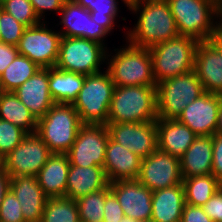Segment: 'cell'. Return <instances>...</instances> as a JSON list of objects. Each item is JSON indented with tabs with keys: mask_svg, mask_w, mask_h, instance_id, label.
Wrapping results in <instances>:
<instances>
[{
	"mask_svg": "<svg viewBox=\"0 0 222 222\" xmlns=\"http://www.w3.org/2000/svg\"><path fill=\"white\" fill-rule=\"evenodd\" d=\"M128 9L139 12L137 24L125 36L131 45L150 48L179 36L167 0H139Z\"/></svg>",
	"mask_w": 222,
	"mask_h": 222,
	"instance_id": "cell-1",
	"label": "cell"
},
{
	"mask_svg": "<svg viewBox=\"0 0 222 222\" xmlns=\"http://www.w3.org/2000/svg\"><path fill=\"white\" fill-rule=\"evenodd\" d=\"M167 2L181 36L194 38L198 42L208 41L220 25L222 11L218 1L167 0Z\"/></svg>",
	"mask_w": 222,
	"mask_h": 222,
	"instance_id": "cell-2",
	"label": "cell"
},
{
	"mask_svg": "<svg viewBox=\"0 0 222 222\" xmlns=\"http://www.w3.org/2000/svg\"><path fill=\"white\" fill-rule=\"evenodd\" d=\"M156 86H115L107 123L156 121Z\"/></svg>",
	"mask_w": 222,
	"mask_h": 222,
	"instance_id": "cell-3",
	"label": "cell"
},
{
	"mask_svg": "<svg viewBox=\"0 0 222 222\" xmlns=\"http://www.w3.org/2000/svg\"><path fill=\"white\" fill-rule=\"evenodd\" d=\"M127 44L120 50L114 49L117 51L113 56L107 52L108 63L106 62V64L108 66L106 70L114 85L156 86L149 49L131 45L129 42Z\"/></svg>",
	"mask_w": 222,
	"mask_h": 222,
	"instance_id": "cell-4",
	"label": "cell"
},
{
	"mask_svg": "<svg viewBox=\"0 0 222 222\" xmlns=\"http://www.w3.org/2000/svg\"><path fill=\"white\" fill-rule=\"evenodd\" d=\"M83 125L72 104L55 103L38 119L36 134L52 153L66 154Z\"/></svg>",
	"mask_w": 222,
	"mask_h": 222,
	"instance_id": "cell-5",
	"label": "cell"
},
{
	"mask_svg": "<svg viewBox=\"0 0 222 222\" xmlns=\"http://www.w3.org/2000/svg\"><path fill=\"white\" fill-rule=\"evenodd\" d=\"M197 44L196 39L179 35L148 48L156 84L194 70Z\"/></svg>",
	"mask_w": 222,
	"mask_h": 222,
	"instance_id": "cell-6",
	"label": "cell"
},
{
	"mask_svg": "<svg viewBox=\"0 0 222 222\" xmlns=\"http://www.w3.org/2000/svg\"><path fill=\"white\" fill-rule=\"evenodd\" d=\"M115 85L107 70L85 76V82L72 104L83 124H107Z\"/></svg>",
	"mask_w": 222,
	"mask_h": 222,
	"instance_id": "cell-7",
	"label": "cell"
},
{
	"mask_svg": "<svg viewBox=\"0 0 222 222\" xmlns=\"http://www.w3.org/2000/svg\"><path fill=\"white\" fill-rule=\"evenodd\" d=\"M204 92L202 83L194 70L157 83L158 118L177 119L183 109Z\"/></svg>",
	"mask_w": 222,
	"mask_h": 222,
	"instance_id": "cell-8",
	"label": "cell"
},
{
	"mask_svg": "<svg viewBox=\"0 0 222 222\" xmlns=\"http://www.w3.org/2000/svg\"><path fill=\"white\" fill-rule=\"evenodd\" d=\"M107 47L81 37H61L56 68L83 75L101 72Z\"/></svg>",
	"mask_w": 222,
	"mask_h": 222,
	"instance_id": "cell-9",
	"label": "cell"
},
{
	"mask_svg": "<svg viewBox=\"0 0 222 222\" xmlns=\"http://www.w3.org/2000/svg\"><path fill=\"white\" fill-rule=\"evenodd\" d=\"M109 131L104 124H83L75 142L66 153L70 165L103 167L109 141Z\"/></svg>",
	"mask_w": 222,
	"mask_h": 222,
	"instance_id": "cell-10",
	"label": "cell"
},
{
	"mask_svg": "<svg viewBox=\"0 0 222 222\" xmlns=\"http://www.w3.org/2000/svg\"><path fill=\"white\" fill-rule=\"evenodd\" d=\"M53 153L36 134H27L24 139L3 160V168L10 178L16 176H37Z\"/></svg>",
	"mask_w": 222,
	"mask_h": 222,
	"instance_id": "cell-11",
	"label": "cell"
},
{
	"mask_svg": "<svg viewBox=\"0 0 222 222\" xmlns=\"http://www.w3.org/2000/svg\"><path fill=\"white\" fill-rule=\"evenodd\" d=\"M41 22L38 25L27 27L17 45L19 55L26 56L41 68L55 67L58 55L61 34L52 31Z\"/></svg>",
	"mask_w": 222,
	"mask_h": 222,
	"instance_id": "cell-12",
	"label": "cell"
},
{
	"mask_svg": "<svg viewBox=\"0 0 222 222\" xmlns=\"http://www.w3.org/2000/svg\"><path fill=\"white\" fill-rule=\"evenodd\" d=\"M137 180L152 191L181 184L180 158L157 148L142 159Z\"/></svg>",
	"mask_w": 222,
	"mask_h": 222,
	"instance_id": "cell-13",
	"label": "cell"
},
{
	"mask_svg": "<svg viewBox=\"0 0 222 222\" xmlns=\"http://www.w3.org/2000/svg\"><path fill=\"white\" fill-rule=\"evenodd\" d=\"M110 138L144 159L158 148L156 121L107 123Z\"/></svg>",
	"mask_w": 222,
	"mask_h": 222,
	"instance_id": "cell-14",
	"label": "cell"
},
{
	"mask_svg": "<svg viewBox=\"0 0 222 222\" xmlns=\"http://www.w3.org/2000/svg\"><path fill=\"white\" fill-rule=\"evenodd\" d=\"M221 104L222 95L205 91L183 109L177 120L187 125L197 136H213Z\"/></svg>",
	"mask_w": 222,
	"mask_h": 222,
	"instance_id": "cell-15",
	"label": "cell"
},
{
	"mask_svg": "<svg viewBox=\"0 0 222 222\" xmlns=\"http://www.w3.org/2000/svg\"><path fill=\"white\" fill-rule=\"evenodd\" d=\"M109 187L118 199L124 216L139 222L151 221L152 190H149L137 179L114 181L109 183Z\"/></svg>",
	"mask_w": 222,
	"mask_h": 222,
	"instance_id": "cell-16",
	"label": "cell"
},
{
	"mask_svg": "<svg viewBox=\"0 0 222 222\" xmlns=\"http://www.w3.org/2000/svg\"><path fill=\"white\" fill-rule=\"evenodd\" d=\"M60 23L63 29L58 31L61 37H81L104 44L109 33L97 21L92 20L90 12L74 0L63 3L60 11Z\"/></svg>",
	"mask_w": 222,
	"mask_h": 222,
	"instance_id": "cell-17",
	"label": "cell"
},
{
	"mask_svg": "<svg viewBox=\"0 0 222 222\" xmlns=\"http://www.w3.org/2000/svg\"><path fill=\"white\" fill-rule=\"evenodd\" d=\"M9 189L19 200L25 222H41L48 197L44 194L36 176L12 177Z\"/></svg>",
	"mask_w": 222,
	"mask_h": 222,
	"instance_id": "cell-18",
	"label": "cell"
},
{
	"mask_svg": "<svg viewBox=\"0 0 222 222\" xmlns=\"http://www.w3.org/2000/svg\"><path fill=\"white\" fill-rule=\"evenodd\" d=\"M194 71L204 91L222 95V55L209 41L198 42Z\"/></svg>",
	"mask_w": 222,
	"mask_h": 222,
	"instance_id": "cell-19",
	"label": "cell"
},
{
	"mask_svg": "<svg viewBox=\"0 0 222 222\" xmlns=\"http://www.w3.org/2000/svg\"><path fill=\"white\" fill-rule=\"evenodd\" d=\"M49 68H40L13 92L38 120L55 104L49 89Z\"/></svg>",
	"mask_w": 222,
	"mask_h": 222,
	"instance_id": "cell-20",
	"label": "cell"
},
{
	"mask_svg": "<svg viewBox=\"0 0 222 222\" xmlns=\"http://www.w3.org/2000/svg\"><path fill=\"white\" fill-rule=\"evenodd\" d=\"M141 161L142 158L109 137L103 165L109 183L138 179Z\"/></svg>",
	"mask_w": 222,
	"mask_h": 222,
	"instance_id": "cell-21",
	"label": "cell"
},
{
	"mask_svg": "<svg viewBox=\"0 0 222 222\" xmlns=\"http://www.w3.org/2000/svg\"><path fill=\"white\" fill-rule=\"evenodd\" d=\"M158 149L180 158L192 145L197 135L177 119L157 118Z\"/></svg>",
	"mask_w": 222,
	"mask_h": 222,
	"instance_id": "cell-22",
	"label": "cell"
},
{
	"mask_svg": "<svg viewBox=\"0 0 222 222\" xmlns=\"http://www.w3.org/2000/svg\"><path fill=\"white\" fill-rule=\"evenodd\" d=\"M108 185L109 181L103 167L70 165L65 197L76 201L84 195L100 191Z\"/></svg>",
	"mask_w": 222,
	"mask_h": 222,
	"instance_id": "cell-23",
	"label": "cell"
},
{
	"mask_svg": "<svg viewBox=\"0 0 222 222\" xmlns=\"http://www.w3.org/2000/svg\"><path fill=\"white\" fill-rule=\"evenodd\" d=\"M213 136H197L180 157L182 178H192L212 172Z\"/></svg>",
	"mask_w": 222,
	"mask_h": 222,
	"instance_id": "cell-24",
	"label": "cell"
},
{
	"mask_svg": "<svg viewBox=\"0 0 222 222\" xmlns=\"http://www.w3.org/2000/svg\"><path fill=\"white\" fill-rule=\"evenodd\" d=\"M69 167L67 154L53 153L41 168L36 178L48 198L65 196Z\"/></svg>",
	"mask_w": 222,
	"mask_h": 222,
	"instance_id": "cell-25",
	"label": "cell"
},
{
	"mask_svg": "<svg viewBox=\"0 0 222 222\" xmlns=\"http://www.w3.org/2000/svg\"><path fill=\"white\" fill-rule=\"evenodd\" d=\"M185 204L183 184L153 191L150 222H181Z\"/></svg>",
	"mask_w": 222,
	"mask_h": 222,
	"instance_id": "cell-26",
	"label": "cell"
},
{
	"mask_svg": "<svg viewBox=\"0 0 222 222\" xmlns=\"http://www.w3.org/2000/svg\"><path fill=\"white\" fill-rule=\"evenodd\" d=\"M85 82V75L49 68L50 95L55 103L73 104Z\"/></svg>",
	"mask_w": 222,
	"mask_h": 222,
	"instance_id": "cell-27",
	"label": "cell"
},
{
	"mask_svg": "<svg viewBox=\"0 0 222 222\" xmlns=\"http://www.w3.org/2000/svg\"><path fill=\"white\" fill-rule=\"evenodd\" d=\"M0 119L16 125L27 134L36 133L38 120L14 92H5L0 98Z\"/></svg>",
	"mask_w": 222,
	"mask_h": 222,
	"instance_id": "cell-28",
	"label": "cell"
},
{
	"mask_svg": "<svg viewBox=\"0 0 222 222\" xmlns=\"http://www.w3.org/2000/svg\"><path fill=\"white\" fill-rule=\"evenodd\" d=\"M185 203L202 207L218 189L221 183L212 175H203L182 180Z\"/></svg>",
	"mask_w": 222,
	"mask_h": 222,
	"instance_id": "cell-29",
	"label": "cell"
},
{
	"mask_svg": "<svg viewBox=\"0 0 222 222\" xmlns=\"http://www.w3.org/2000/svg\"><path fill=\"white\" fill-rule=\"evenodd\" d=\"M41 67L26 56L18 55L0 75L6 92H13L30 79Z\"/></svg>",
	"mask_w": 222,
	"mask_h": 222,
	"instance_id": "cell-30",
	"label": "cell"
},
{
	"mask_svg": "<svg viewBox=\"0 0 222 222\" xmlns=\"http://www.w3.org/2000/svg\"><path fill=\"white\" fill-rule=\"evenodd\" d=\"M41 222H80L76 201L65 196L48 198Z\"/></svg>",
	"mask_w": 222,
	"mask_h": 222,
	"instance_id": "cell-31",
	"label": "cell"
},
{
	"mask_svg": "<svg viewBox=\"0 0 222 222\" xmlns=\"http://www.w3.org/2000/svg\"><path fill=\"white\" fill-rule=\"evenodd\" d=\"M78 5L90 12L91 18L97 21L109 34L114 29L118 16L117 0H74Z\"/></svg>",
	"mask_w": 222,
	"mask_h": 222,
	"instance_id": "cell-32",
	"label": "cell"
},
{
	"mask_svg": "<svg viewBox=\"0 0 222 222\" xmlns=\"http://www.w3.org/2000/svg\"><path fill=\"white\" fill-rule=\"evenodd\" d=\"M109 185L97 192L84 195L76 200L80 222H102L105 197L110 192Z\"/></svg>",
	"mask_w": 222,
	"mask_h": 222,
	"instance_id": "cell-33",
	"label": "cell"
},
{
	"mask_svg": "<svg viewBox=\"0 0 222 222\" xmlns=\"http://www.w3.org/2000/svg\"><path fill=\"white\" fill-rule=\"evenodd\" d=\"M3 10L12 15L19 23L32 27L41 23L29 0H6L2 4Z\"/></svg>",
	"mask_w": 222,
	"mask_h": 222,
	"instance_id": "cell-34",
	"label": "cell"
},
{
	"mask_svg": "<svg viewBox=\"0 0 222 222\" xmlns=\"http://www.w3.org/2000/svg\"><path fill=\"white\" fill-rule=\"evenodd\" d=\"M27 135L16 125L0 119V156L4 158L10 153Z\"/></svg>",
	"mask_w": 222,
	"mask_h": 222,
	"instance_id": "cell-35",
	"label": "cell"
},
{
	"mask_svg": "<svg viewBox=\"0 0 222 222\" xmlns=\"http://www.w3.org/2000/svg\"><path fill=\"white\" fill-rule=\"evenodd\" d=\"M27 27L5 11L0 16V42L17 46Z\"/></svg>",
	"mask_w": 222,
	"mask_h": 222,
	"instance_id": "cell-36",
	"label": "cell"
},
{
	"mask_svg": "<svg viewBox=\"0 0 222 222\" xmlns=\"http://www.w3.org/2000/svg\"><path fill=\"white\" fill-rule=\"evenodd\" d=\"M19 200L9 189L0 204V222H25Z\"/></svg>",
	"mask_w": 222,
	"mask_h": 222,
	"instance_id": "cell-37",
	"label": "cell"
},
{
	"mask_svg": "<svg viewBox=\"0 0 222 222\" xmlns=\"http://www.w3.org/2000/svg\"><path fill=\"white\" fill-rule=\"evenodd\" d=\"M103 209L104 214L102 222H120L124 216L123 209L112 191L106 195Z\"/></svg>",
	"mask_w": 222,
	"mask_h": 222,
	"instance_id": "cell-38",
	"label": "cell"
},
{
	"mask_svg": "<svg viewBox=\"0 0 222 222\" xmlns=\"http://www.w3.org/2000/svg\"><path fill=\"white\" fill-rule=\"evenodd\" d=\"M203 211L214 221L222 222V189L221 187L202 206Z\"/></svg>",
	"mask_w": 222,
	"mask_h": 222,
	"instance_id": "cell-39",
	"label": "cell"
},
{
	"mask_svg": "<svg viewBox=\"0 0 222 222\" xmlns=\"http://www.w3.org/2000/svg\"><path fill=\"white\" fill-rule=\"evenodd\" d=\"M211 174L222 182V136L213 135L212 172Z\"/></svg>",
	"mask_w": 222,
	"mask_h": 222,
	"instance_id": "cell-40",
	"label": "cell"
},
{
	"mask_svg": "<svg viewBox=\"0 0 222 222\" xmlns=\"http://www.w3.org/2000/svg\"><path fill=\"white\" fill-rule=\"evenodd\" d=\"M181 222H214L200 206L184 204Z\"/></svg>",
	"mask_w": 222,
	"mask_h": 222,
	"instance_id": "cell-41",
	"label": "cell"
},
{
	"mask_svg": "<svg viewBox=\"0 0 222 222\" xmlns=\"http://www.w3.org/2000/svg\"><path fill=\"white\" fill-rule=\"evenodd\" d=\"M34 8V11L40 21L44 22L45 18L43 15L47 11L59 12L62 10L63 1L62 0H29ZM43 18V19H42Z\"/></svg>",
	"mask_w": 222,
	"mask_h": 222,
	"instance_id": "cell-42",
	"label": "cell"
},
{
	"mask_svg": "<svg viewBox=\"0 0 222 222\" xmlns=\"http://www.w3.org/2000/svg\"><path fill=\"white\" fill-rule=\"evenodd\" d=\"M18 55L17 46L0 42V75Z\"/></svg>",
	"mask_w": 222,
	"mask_h": 222,
	"instance_id": "cell-43",
	"label": "cell"
},
{
	"mask_svg": "<svg viewBox=\"0 0 222 222\" xmlns=\"http://www.w3.org/2000/svg\"><path fill=\"white\" fill-rule=\"evenodd\" d=\"M10 176L4 168L0 169V204L3 201L5 193L9 190Z\"/></svg>",
	"mask_w": 222,
	"mask_h": 222,
	"instance_id": "cell-44",
	"label": "cell"
},
{
	"mask_svg": "<svg viewBox=\"0 0 222 222\" xmlns=\"http://www.w3.org/2000/svg\"><path fill=\"white\" fill-rule=\"evenodd\" d=\"M208 41L218 50L222 55V21L216 32L208 39Z\"/></svg>",
	"mask_w": 222,
	"mask_h": 222,
	"instance_id": "cell-45",
	"label": "cell"
},
{
	"mask_svg": "<svg viewBox=\"0 0 222 222\" xmlns=\"http://www.w3.org/2000/svg\"><path fill=\"white\" fill-rule=\"evenodd\" d=\"M216 134L222 136V104L220 105L219 113H218V121L216 126Z\"/></svg>",
	"mask_w": 222,
	"mask_h": 222,
	"instance_id": "cell-46",
	"label": "cell"
},
{
	"mask_svg": "<svg viewBox=\"0 0 222 222\" xmlns=\"http://www.w3.org/2000/svg\"><path fill=\"white\" fill-rule=\"evenodd\" d=\"M120 222H139V221L136 220V219H132V218H130L128 216H123V218L121 219Z\"/></svg>",
	"mask_w": 222,
	"mask_h": 222,
	"instance_id": "cell-47",
	"label": "cell"
},
{
	"mask_svg": "<svg viewBox=\"0 0 222 222\" xmlns=\"http://www.w3.org/2000/svg\"><path fill=\"white\" fill-rule=\"evenodd\" d=\"M124 2V4L126 5V7H129L130 5L138 2L139 0H122Z\"/></svg>",
	"mask_w": 222,
	"mask_h": 222,
	"instance_id": "cell-48",
	"label": "cell"
},
{
	"mask_svg": "<svg viewBox=\"0 0 222 222\" xmlns=\"http://www.w3.org/2000/svg\"><path fill=\"white\" fill-rule=\"evenodd\" d=\"M5 92H6V91L4 90L3 84H2L1 79H0V98L2 97V95H3Z\"/></svg>",
	"mask_w": 222,
	"mask_h": 222,
	"instance_id": "cell-49",
	"label": "cell"
},
{
	"mask_svg": "<svg viewBox=\"0 0 222 222\" xmlns=\"http://www.w3.org/2000/svg\"><path fill=\"white\" fill-rule=\"evenodd\" d=\"M3 158L0 156V169L3 168Z\"/></svg>",
	"mask_w": 222,
	"mask_h": 222,
	"instance_id": "cell-50",
	"label": "cell"
},
{
	"mask_svg": "<svg viewBox=\"0 0 222 222\" xmlns=\"http://www.w3.org/2000/svg\"><path fill=\"white\" fill-rule=\"evenodd\" d=\"M218 5H219V7H220V9L222 11V0H218Z\"/></svg>",
	"mask_w": 222,
	"mask_h": 222,
	"instance_id": "cell-51",
	"label": "cell"
},
{
	"mask_svg": "<svg viewBox=\"0 0 222 222\" xmlns=\"http://www.w3.org/2000/svg\"><path fill=\"white\" fill-rule=\"evenodd\" d=\"M4 10H3V7H2V5H0V16H1V13L3 12Z\"/></svg>",
	"mask_w": 222,
	"mask_h": 222,
	"instance_id": "cell-52",
	"label": "cell"
},
{
	"mask_svg": "<svg viewBox=\"0 0 222 222\" xmlns=\"http://www.w3.org/2000/svg\"><path fill=\"white\" fill-rule=\"evenodd\" d=\"M6 0H0V5H2Z\"/></svg>",
	"mask_w": 222,
	"mask_h": 222,
	"instance_id": "cell-53",
	"label": "cell"
}]
</instances>
